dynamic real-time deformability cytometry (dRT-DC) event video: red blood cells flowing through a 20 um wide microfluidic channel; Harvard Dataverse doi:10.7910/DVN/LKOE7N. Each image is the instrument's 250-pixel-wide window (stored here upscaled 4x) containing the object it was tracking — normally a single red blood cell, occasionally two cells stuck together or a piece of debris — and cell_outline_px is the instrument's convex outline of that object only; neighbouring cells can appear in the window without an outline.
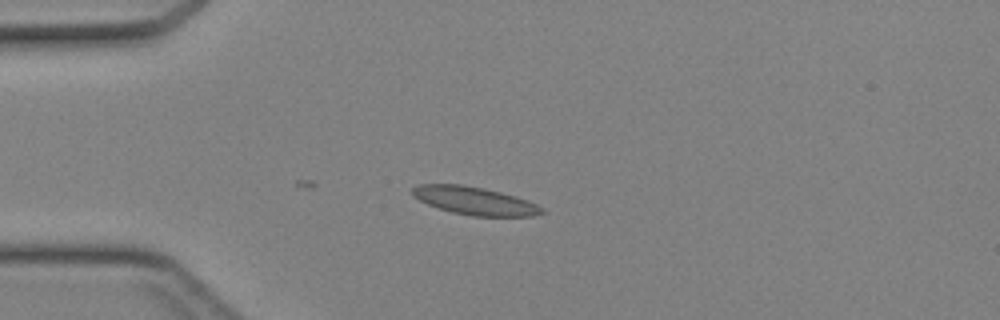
{"species": "Egyptian fruit bat (a non-hibernating species)", "species_latin": "Rousettus aegyptiacus", "temperature_condition": "cold", "stored_images_in_passage": 7, "camera_frame_rate_fps": 3000, "um_per_image_px": 0.085, "animal": {"sex": "female"}, "frame": {"image": 1, "passage_image": 1, "time_ms": 0.0, "image_size_px": [1000, 320], "cell_outline_px": [[544, 212], [532, 216], [472, 216], [452, 212], [428, 204], [412, 196], [412, 188], [420, 184], [464, 184], [484, 188], [516, 196], [528, 200], [544, 208]], "centroid_in_image_um": [40.35, 17.06], "position_along_channel_um": 44.6, "area_um2": 21.04}}
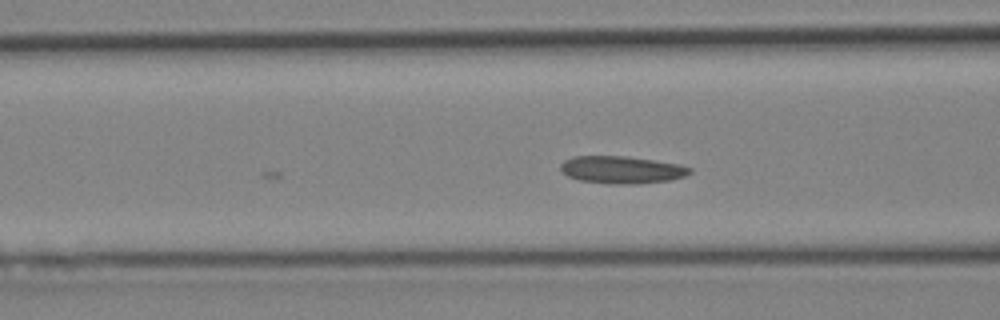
{"frame": {"image": 2, "passage_image": 7, "time_ms": 2.0, "image_size_px": [1000, 320], "cell_outline_px": [[692, 172], [684, 176], [672, 180], [636, 184], [612, 184], [580, 180], [568, 176], [560, 168], [560, 164], [564, 160], [572, 156], [628, 156], [680, 164], [692, 168]], "centroid_in_image_um": [52.87, 14.42], "position_along_channel_um": 113.7, "area_um2": 20.75}}